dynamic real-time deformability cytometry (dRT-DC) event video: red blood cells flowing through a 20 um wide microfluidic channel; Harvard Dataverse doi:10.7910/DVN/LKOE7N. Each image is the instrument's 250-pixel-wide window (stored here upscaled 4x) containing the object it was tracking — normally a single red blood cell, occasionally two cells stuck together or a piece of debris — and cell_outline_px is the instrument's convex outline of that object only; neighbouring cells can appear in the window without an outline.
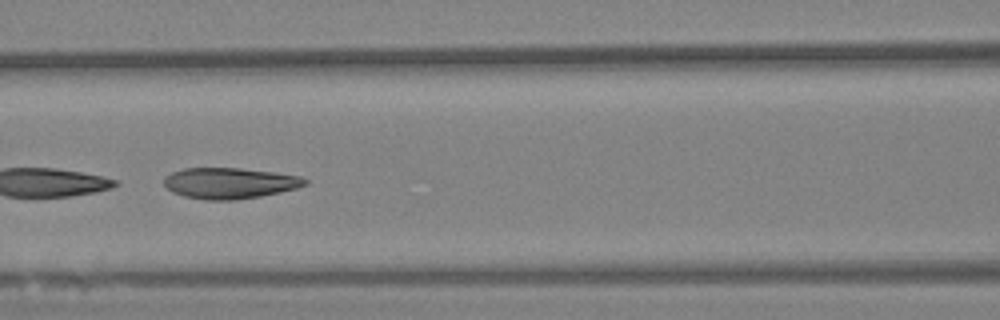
{"species": "Egyptian fruit bat (a non-hibernating species)", "species_latin": "Rousettus aegyptiacus", "temperature_condition": "warm", "stored_images_in_passage": 8, "camera_frame_rate_fps": 3000, "um_per_image_px": 0.085, "animal": {"sex": "female"}, "frame": {"image": 1, "passage_image": 6, "time_ms": 1.667, "image_size_px": [1000, 320], "cell_outline_px": [[308, 184], [296, 188], [280, 192], [260, 196], [236, 200], [204, 200], [184, 196], [172, 192], [164, 184], [164, 176], [172, 172], [184, 168], [240, 168], [276, 172], [300, 176], [308, 180]], "centroid_in_image_um": [19.52, 15.56], "position_along_channel_um": 147.1, "area_um2": 25.55}}
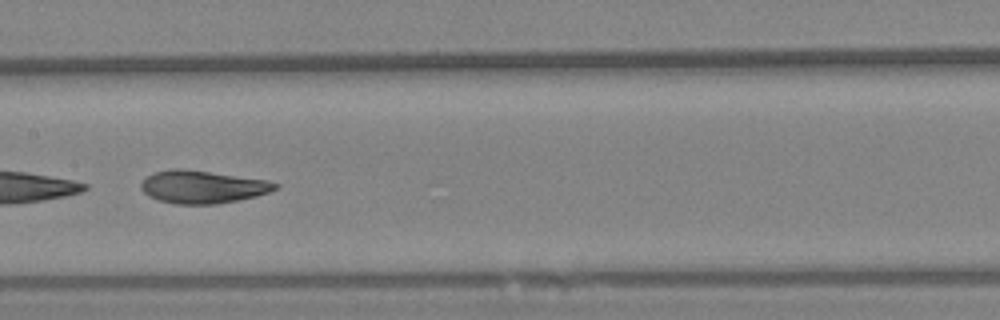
{"frame": {"image": 2, "passage_image": 7, "time_ms": 2.0, "image_size_px": [1000, 320], "cell_outline_px": [[280, 188], [256, 196], [216, 204], [176, 204], [160, 200], [148, 196], [140, 188], [140, 184], [152, 172], [172, 168], [180, 168], [264, 180], [280, 184]], "centroid_in_image_um": [17.18, 15.88], "position_along_channel_um": 190.2, "area_um2": 25.32}}